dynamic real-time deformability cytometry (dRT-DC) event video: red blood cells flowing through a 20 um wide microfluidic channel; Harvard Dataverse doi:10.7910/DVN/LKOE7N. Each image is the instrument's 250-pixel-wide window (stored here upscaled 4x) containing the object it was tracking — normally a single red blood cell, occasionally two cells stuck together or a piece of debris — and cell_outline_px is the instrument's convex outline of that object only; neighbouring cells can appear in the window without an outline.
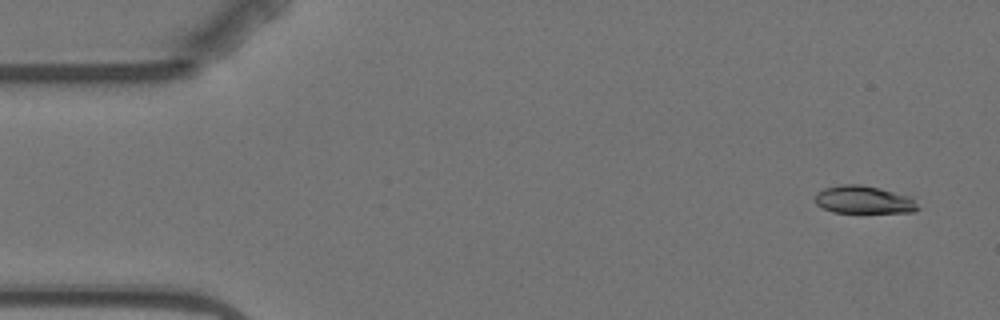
{"species": "Egyptian fruit bat (a non-hibernating species)", "species_latin": "Rousettus aegyptiacus", "temperature_condition": "warm", "stored_images_in_passage": 6, "camera_frame_rate_fps": 3000, "um_per_image_px": 0.085, "animal": {"sex": "female"}, "frame": {"image": 1, "passage_image": 1, "time_ms": 0.0, "image_size_px": [1000, 320], "cell_outline_px": [[920, 208], [912, 212], [832, 212], [816, 204], [812, 200], [816, 192], [824, 188], [840, 184], [860, 184], [880, 188], [912, 196]], "centroid_in_image_um": [73.4, 16.96], "position_along_channel_um": 11.6, "area_um2": 16.88}}
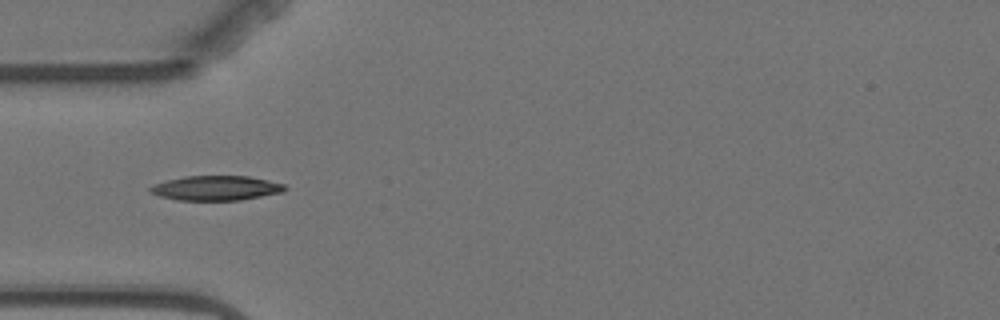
{"frame": {"image": 2, "passage_image": 5, "time_ms": 4.667, "image_size_px": [1000, 320], "cell_outline_px": [[288, 188], [284, 192], [240, 200], [176, 200], [160, 196], [148, 192], [148, 188], [152, 184], [164, 180], [184, 176], [248, 176], [268, 180], [284, 184]], "centroid_in_image_um": [18.32, 15.98], "position_along_channel_um": 66.7, "area_um2": 19.59}}
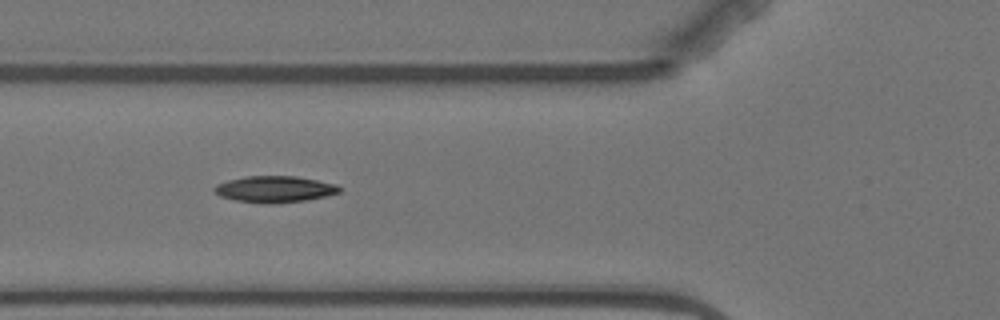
{"frame": {"image": 3, "passage_image": 6, "time_ms": 5.667, "image_size_px": [1000, 320], "cell_outline_px": [[340, 192], [328, 196], [304, 200], [264, 204], [236, 200], [220, 196], [212, 188], [216, 184], [228, 180], [248, 176], [296, 176], [336, 184], [340, 188]], "centroid_in_image_um": [23.34, 16.07], "position_along_channel_um": 102.5, "area_um2": 19.07}}